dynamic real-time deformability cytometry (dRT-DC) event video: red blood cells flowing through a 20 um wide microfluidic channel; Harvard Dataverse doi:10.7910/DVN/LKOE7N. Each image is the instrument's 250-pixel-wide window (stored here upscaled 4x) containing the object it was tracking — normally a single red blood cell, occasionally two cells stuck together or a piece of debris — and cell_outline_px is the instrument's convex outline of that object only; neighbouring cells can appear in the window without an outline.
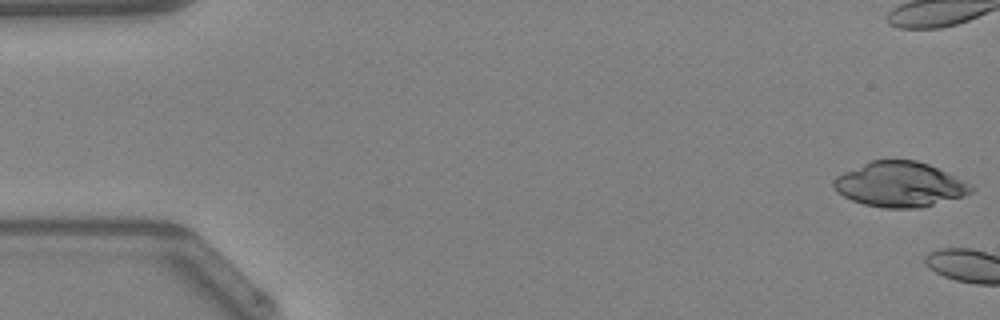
{"species": "Egyptian fruit bat (a non-hibernating species)", "species_latin": "Rousettus aegyptiacus", "temperature_condition": "warm", "stored_images_in_passage": 4, "camera_frame_rate_fps": 3000, "um_per_image_px": 0.085, "animal": {"sex": "female"}, "frame": {"image": 1, "passage_image": 1, "time_ms": 0.0, "image_size_px": [1000, 320], "cell_outline_px": [[976, 188], [972, 192], [964, 196], [924, 208], [884, 208], [864, 204], [852, 200], [836, 192], [832, 184], [832, 180], [836, 176], [868, 160], [916, 160], [928, 164]], "centroid_in_image_um": [76.44, 15.69], "position_along_channel_um": 8.6, "area_um2": 36.01}}